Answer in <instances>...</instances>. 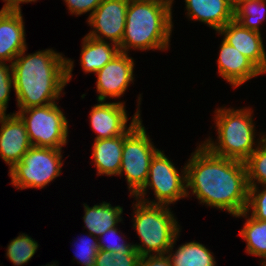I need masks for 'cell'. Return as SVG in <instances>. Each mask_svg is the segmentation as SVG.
Masks as SVG:
<instances>
[{
    "mask_svg": "<svg viewBox=\"0 0 266 266\" xmlns=\"http://www.w3.org/2000/svg\"><path fill=\"white\" fill-rule=\"evenodd\" d=\"M185 166L187 197L189 188L201 204L233 217L246 210L249 185L244 162L217 156L201 144Z\"/></svg>",
    "mask_w": 266,
    "mask_h": 266,
    "instance_id": "6da1fadb",
    "label": "cell"
},
{
    "mask_svg": "<svg viewBox=\"0 0 266 266\" xmlns=\"http://www.w3.org/2000/svg\"><path fill=\"white\" fill-rule=\"evenodd\" d=\"M26 51L12 62L19 110L55 103L72 78L73 60L52 49L25 55Z\"/></svg>",
    "mask_w": 266,
    "mask_h": 266,
    "instance_id": "7a4b0ae2",
    "label": "cell"
},
{
    "mask_svg": "<svg viewBox=\"0 0 266 266\" xmlns=\"http://www.w3.org/2000/svg\"><path fill=\"white\" fill-rule=\"evenodd\" d=\"M173 28L172 4L158 0H129L119 50H167Z\"/></svg>",
    "mask_w": 266,
    "mask_h": 266,
    "instance_id": "3957f363",
    "label": "cell"
},
{
    "mask_svg": "<svg viewBox=\"0 0 266 266\" xmlns=\"http://www.w3.org/2000/svg\"><path fill=\"white\" fill-rule=\"evenodd\" d=\"M252 109L218 108L215 110L217 142L206 139L203 144L211 153L232 160L245 162L257 148L255 145L266 137L261 136L255 144V125ZM255 146V147H254Z\"/></svg>",
    "mask_w": 266,
    "mask_h": 266,
    "instance_id": "277c9868",
    "label": "cell"
},
{
    "mask_svg": "<svg viewBox=\"0 0 266 266\" xmlns=\"http://www.w3.org/2000/svg\"><path fill=\"white\" fill-rule=\"evenodd\" d=\"M133 227L140 244H133L141 256L163 255L180 233V225L167 205L148 204L135 199ZM154 252V254H153ZM152 253V254H151Z\"/></svg>",
    "mask_w": 266,
    "mask_h": 266,
    "instance_id": "5b68a950",
    "label": "cell"
},
{
    "mask_svg": "<svg viewBox=\"0 0 266 266\" xmlns=\"http://www.w3.org/2000/svg\"><path fill=\"white\" fill-rule=\"evenodd\" d=\"M158 151L146 134L141 118L124 134L119 175L125 174L132 198L145 185L152 158Z\"/></svg>",
    "mask_w": 266,
    "mask_h": 266,
    "instance_id": "8992f818",
    "label": "cell"
},
{
    "mask_svg": "<svg viewBox=\"0 0 266 266\" xmlns=\"http://www.w3.org/2000/svg\"><path fill=\"white\" fill-rule=\"evenodd\" d=\"M62 149L30 147L10 170L11 183L20 190L44 188L61 175Z\"/></svg>",
    "mask_w": 266,
    "mask_h": 266,
    "instance_id": "52a82bcc",
    "label": "cell"
},
{
    "mask_svg": "<svg viewBox=\"0 0 266 266\" xmlns=\"http://www.w3.org/2000/svg\"><path fill=\"white\" fill-rule=\"evenodd\" d=\"M56 103L16 112L25 124L32 146L62 149L67 144L68 120Z\"/></svg>",
    "mask_w": 266,
    "mask_h": 266,
    "instance_id": "ba28073f",
    "label": "cell"
},
{
    "mask_svg": "<svg viewBox=\"0 0 266 266\" xmlns=\"http://www.w3.org/2000/svg\"><path fill=\"white\" fill-rule=\"evenodd\" d=\"M183 171L174 166L173 162L159 150L152 158L147 181L143 188L134 196L135 199L148 204L170 205L187 197L186 166ZM154 191L155 200L146 199V191Z\"/></svg>",
    "mask_w": 266,
    "mask_h": 266,
    "instance_id": "9c48e42d",
    "label": "cell"
},
{
    "mask_svg": "<svg viewBox=\"0 0 266 266\" xmlns=\"http://www.w3.org/2000/svg\"><path fill=\"white\" fill-rule=\"evenodd\" d=\"M128 4L129 0H102L87 19L93 28L87 36L100 41L109 39L119 47L124 36Z\"/></svg>",
    "mask_w": 266,
    "mask_h": 266,
    "instance_id": "30bf717a",
    "label": "cell"
},
{
    "mask_svg": "<svg viewBox=\"0 0 266 266\" xmlns=\"http://www.w3.org/2000/svg\"><path fill=\"white\" fill-rule=\"evenodd\" d=\"M134 60L128 53L119 52L101 70L96 72L97 101L120 98L134 80Z\"/></svg>",
    "mask_w": 266,
    "mask_h": 266,
    "instance_id": "8fae6325",
    "label": "cell"
},
{
    "mask_svg": "<svg viewBox=\"0 0 266 266\" xmlns=\"http://www.w3.org/2000/svg\"><path fill=\"white\" fill-rule=\"evenodd\" d=\"M124 104L125 102L121 101L108 103L98 100V104L92 107L89 115L91 127L97 133L94 140L123 135L140 119V108H138L127 127L129 119Z\"/></svg>",
    "mask_w": 266,
    "mask_h": 266,
    "instance_id": "7c38bea8",
    "label": "cell"
},
{
    "mask_svg": "<svg viewBox=\"0 0 266 266\" xmlns=\"http://www.w3.org/2000/svg\"><path fill=\"white\" fill-rule=\"evenodd\" d=\"M0 124V156L10 170L32 144L23 120L16 113L0 114Z\"/></svg>",
    "mask_w": 266,
    "mask_h": 266,
    "instance_id": "4fadbf2b",
    "label": "cell"
},
{
    "mask_svg": "<svg viewBox=\"0 0 266 266\" xmlns=\"http://www.w3.org/2000/svg\"><path fill=\"white\" fill-rule=\"evenodd\" d=\"M217 60L218 73L233 88L239 87L252 78L264 74L250 59L244 56L235 47L221 41Z\"/></svg>",
    "mask_w": 266,
    "mask_h": 266,
    "instance_id": "5bb4252c",
    "label": "cell"
},
{
    "mask_svg": "<svg viewBox=\"0 0 266 266\" xmlns=\"http://www.w3.org/2000/svg\"><path fill=\"white\" fill-rule=\"evenodd\" d=\"M217 33L223 35L227 43L250 59L263 73H266V52L261 32L244 28L233 20Z\"/></svg>",
    "mask_w": 266,
    "mask_h": 266,
    "instance_id": "9a60e30c",
    "label": "cell"
},
{
    "mask_svg": "<svg viewBox=\"0 0 266 266\" xmlns=\"http://www.w3.org/2000/svg\"><path fill=\"white\" fill-rule=\"evenodd\" d=\"M21 10H0V61L12 62L27 48Z\"/></svg>",
    "mask_w": 266,
    "mask_h": 266,
    "instance_id": "2e32d148",
    "label": "cell"
},
{
    "mask_svg": "<svg viewBox=\"0 0 266 266\" xmlns=\"http://www.w3.org/2000/svg\"><path fill=\"white\" fill-rule=\"evenodd\" d=\"M188 19L200 21L218 32L234 20V9L225 0H185Z\"/></svg>",
    "mask_w": 266,
    "mask_h": 266,
    "instance_id": "e0dca14e",
    "label": "cell"
},
{
    "mask_svg": "<svg viewBox=\"0 0 266 266\" xmlns=\"http://www.w3.org/2000/svg\"><path fill=\"white\" fill-rule=\"evenodd\" d=\"M123 146L124 134L94 141L91 157L94 160L97 175H119Z\"/></svg>",
    "mask_w": 266,
    "mask_h": 266,
    "instance_id": "ac0fdd59",
    "label": "cell"
},
{
    "mask_svg": "<svg viewBox=\"0 0 266 266\" xmlns=\"http://www.w3.org/2000/svg\"><path fill=\"white\" fill-rule=\"evenodd\" d=\"M120 52L116 44L89 36L82 40L80 63L85 73H96Z\"/></svg>",
    "mask_w": 266,
    "mask_h": 266,
    "instance_id": "d6986e66",
    "label": "cell"
},
{
    "mask_svg": "<svg viewBox=\"0 0 266 266\" xmlns=\"http://www.w3.org/2000/svg\"><path fill=\"white\" fill-rule=\"evenodd\" d=\"M84 205L83 221L89 234L100 237L110 228L117 226L122 221L123 208L121 206H112L110 203L105 201L89 207L87 204Z\"/></svg>",
    "mask_w": 266,
    "mask_h": 266,
    "instance_id": "ffe728a7",
    "label": "cell"
},
{
    "mask_svg": "<svg viewBox=\"0 0 266 266\" xmlns=\"http://www.w3.org/2000/svg\"><path fill=\"white\" fill-rule=\"evenodd\" d=\"M179 235V233L176 235L172 246L166 253L172 266H216L213 252L199 242L185 243L173 251Z\"/></svg>",
    "mask_w": 266,
    "mask_h": 266,
    "instance_id": "44dd1931",
    "label": "cell"
},
{
    "mask_svg": "<svg viewBox=\"0 0 266 266\" xmlns=\"http://www.w3.org/2000/svg\"><path fill=\"white\" fill-rule=\"evenodd\" d=\"M243 211L234 217H244L246 221L239 235L246 241V253L263 258L261 265H266V221L254 219ZM248 216V217H247ZM250 217V218H249ZM248 218V219H247Z\"/></svg>",
    "mask_w": 266,
    "mask_h": 266,
    "instance_id": "7402d4cb",
    "label": "cell"
},
{
    "mask_svg": "<svg viewBox=\"0 0 266 266\" xmlns=\"http://www.w3.org/2000/svg\"><path fill=\"white\" fill-rule=\"evenodd\" d=\"M266 0H245L234 9V20L242 27L260 32V23L265 20Z\"/></svg>",
    "mask_w": 266,
    "mask_h": 266,
    "instance_id": "603a6c76",
    "label": "cell"
},
{
    "mask_svg": "<svg viewBox=\"0 0 266 266\" xmlns=\"http://www.w3.org/2000/svg\"><path fill=\"white\" fill-rule=\"evenodd\" d=\"M244 163L249 187L266 185V137Z\"/></svg>",
    "mask_w": 266,
    "mask_h": 266,
    "instance_id": "cb8c5ba5",
    "label": "cell"
},
{
    "mask_svg": "<svg viewBox=\"0 0 266 266\" xmlns=\"http://www.w3.org/2000/svg\"><path fill=\"white\" fill-rule=\"evenodd\" d=\"M38 246L32 237L22 233L7 245L6 256L15 266H23L31 260Z\"/></svg>",
    "mask_w": 266,
    "mask_h": 266,
    "instance_id": "d4e9b609",
    "label": "cell"
},
{
    "mask_svg": "<svg viewBox=\"0 0 266 266\" xmlns=\"http://www.w3.org/2000/svg\"><path fill=\"white\" fill-rule=\"evenodd\" d=\"M141 255L133 248L129 253L97 251L94 266H138Z\"/></svg>",
    "mask_w": 266,
    "mask_h": 266,
    "instance_id": "484cf974",
    "label": "cell"
},
{
    "mask_svg": "<svg viewBox=\"0 0 266 266\" xmlns=\"http://www.w3.org/2000/svg\"><path fill=\"white\" fill-rule=\"evenodd\" d=\"M262 187V190L258 185L249 187L245 211L249 213L252 210L251 216L254 219L266 221V185H262Z\"/></svg>",
    "mask_w": 266,
    "mask_h": 266,
    "instance_id": "4316f807",
    "label": "cell"
},
{
    "mask_svg": "<svg viewBox=\"0 0 266 266\" xmlns=\"http://www.w3.org/2000/svg\"><path fill=\"white\" fill-rule=\"evenodd\" d=\"M92 239H88V238ZM88 238L83 237L79 240V244L76 241V252L75 259L78 260L77 263L82 264L84 266H94L95 258L97 255V251L99 250L98 238L89 234Z\"/></svg>",
    "mask_w": 266,
    "mask_h": 266,
    "instance_id": "83f0119b",
    "label": "cell"
},
{
    "mask_svg": "<svg viewBox=\"0 0 266 266\" xmlns=\"http://www.w3.org/2000/svg\"><path fill=\"white\" fill-rule=\"evenodd\" d=\"M116 237H118V238H116ZM124 238L125 237L118 234V229L116 226L113 228H110L109 230H107L104 234H102L98 238L99 249L111 251L112 253H114V252L129 253L134 248V245L124 241ZM116 239H118V240H116ZM105 242H106V244H105Z\"/></svg>",
    "mask_w": 266,
    "mask_h": 266,
    "instance_id": "f1b7e54d",
    "label": "cell"
},
{
    "mask_svg": "<svg viewBox=\"0 0 266 266\" xmlns=\"http://www.w3.org/2000/svg\"><path fill=\"white\" fill-rule=\"evenodd\" d=\"M12 87L14 88L12 64L8 66L6 62L0 61V114H6Z\"/></svg>",
    "mask_w": 266,
    "mask_h": 266,
    "instance_id": "f546056e",
    "label": "cell"
},
{
    "mask_svg": "<svg viewBox=\"0 0 266 266\" xmlns=\"http://www.w3.org/2000/svg\"><path fill=\"white\" fill-rule=\"evenodd\" d=\"M69 12L74 15H82L90 12V15L101 4L102 0H64Z\"/></svg>",
    "mask_w": 266,
    "mask_h": 266,
    "instance_id": "4dcf8cb0",
    "label": "cell"
},
{
    "mask_svg": "<svg viewBox=\"0 0 266 266\" xmlns=\"http://www.w3.org/2000/svg\"><path fill=\"white\" fill-rule=\"evenodd\" d=\"M138 266H172L169 257L163 255L141 256Z\"/></svg>",
    "mask_w": 266,
    "mask_h": 266,
    "instance_id": "1f68e13d",
    "label": "cell"
},
{
    "mask_svg": "<svg viewBox=\"0 0 266 266\" xmlns=\"http://www.w3.org/2000/svg\"><path fill=\"white\" fill-rule=\"evenodd\" d=\"M5 4L2 8L9 10H21L22 3L36 2L37 0H3Z\"/></svg>",
    "mask_w": 266,
    "mask_h": 266,
    "instance_id": "d6a6232c",
    "label": "cell"
},
{
    "mask_svg": "<svg viewBox=\"0 0 266 266\" xmlns=\"http://www.w3.org/2000/svg\"><path fill=\"white\" fill-rule=\"evenodd\" d=\"M233 9H236L245 0H225Z\"/></svg>",
    "mask_w": 266,
    "mask_h": 266,
    "instance_id": "836d02e7",
    "label": "cell"
},
{
    "mask_svg": "<svg viewBox=\"0 0 266 266\" xmlns=\"http://www.w3.org/2000/svg\"><path fill=\"white\" fill-rule=\"evenodd\" d=\"M158 1H163V2H169V3H171V4H173L174 2V0H158Z\"/></svg>",
    "mask_w": 266,
    "mask_h": 266,
    "instance_id": "e575fe53",
    "label": "cell"
},
{
    "mask_svg": "<svg viewBox=\"0 0 266 266\" xmlns=\"http://www.w3.org/2000/svg\"><path fill=\"white\" fill-rule=\"evenodd\" d=\"M45 266H56V263L53 262V264H46Z\"/></svg>",
    "mask_w": 266,
    "mask_h": 266,
    "instance_id": "d590c367",
    "label": "cell"
}]
</instances>
